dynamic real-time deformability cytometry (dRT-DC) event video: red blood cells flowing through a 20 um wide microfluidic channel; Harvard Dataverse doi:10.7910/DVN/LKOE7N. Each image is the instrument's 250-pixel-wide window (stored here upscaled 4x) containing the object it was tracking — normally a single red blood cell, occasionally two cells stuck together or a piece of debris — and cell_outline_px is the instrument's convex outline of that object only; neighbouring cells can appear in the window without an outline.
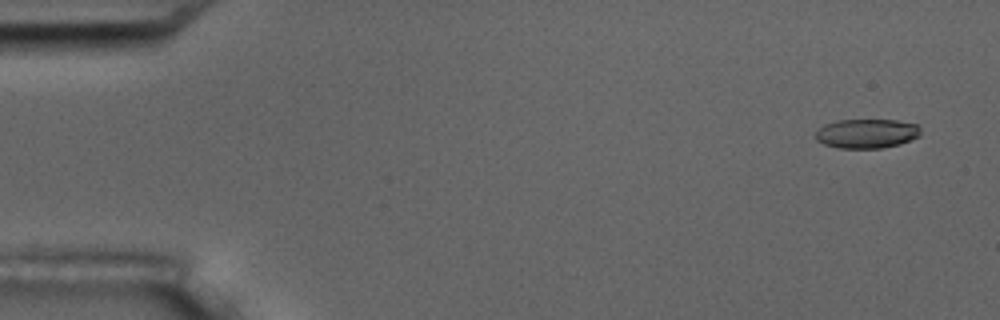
{"species": "common noctule bat (a hibernating species)", "species_latin": "Nyctalus noctula", "temperature_condition": "room temperature", "stored_images_in_passage": 4, "segment_of_instrument_passage": [2, 2], "camera_frame_rate_fps": 3000, "um_per_image_px": 0.085, "animal": {"sex": "male", "body_mass_g": 17.5, "forearm_length_mm": 52.3}, "frame": {"image": 1, "passage_image": 4, "time_ms": 4.333, "image_size_px": [1000, 320], "cell_outline_px": [[920, 136], [912, 140], [900, 144], [880, 148], [840, 148], [824, 144], [816, 140], [816, 132], [824, 124], [836, 120], [896, 120], [920, 124]], "centroid_in_image_um": [73.71, 11.34], "position_along_channel_um": 11.3, "area_um2": 18.09}}